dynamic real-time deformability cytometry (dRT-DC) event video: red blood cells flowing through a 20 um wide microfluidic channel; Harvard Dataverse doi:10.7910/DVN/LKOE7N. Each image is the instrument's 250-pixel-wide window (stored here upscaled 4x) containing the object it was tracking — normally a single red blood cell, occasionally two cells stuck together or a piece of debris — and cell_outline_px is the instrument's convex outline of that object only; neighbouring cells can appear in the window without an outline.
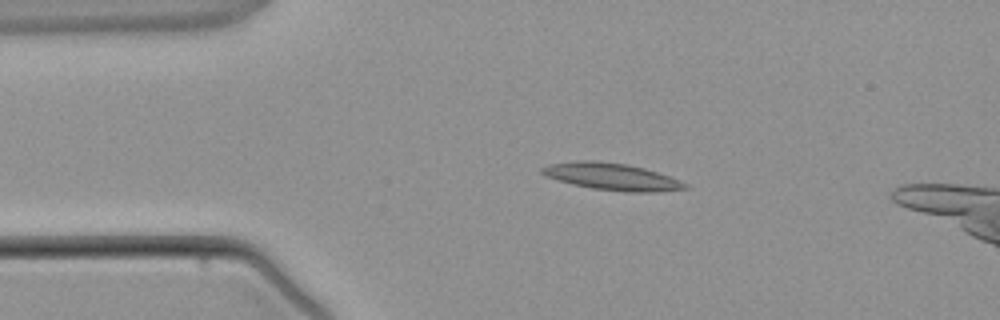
{"species": "common noctule bat (a hibernating species)", "species_latin": "Nyctalus noctula", "temperature_condition": "warm", "stored_images_in_passage": 4, "camera_frame_rate_fps": 3000, "um_per_image_px": 0.085, "animal": {"sex": "male", "body_mass_g": 21.5, "forearm_length_mm": 52.0}, "frame": {"image": 1, "passage_image": 3, "time_ms": 2.667, "image_size_px": [1000, 320], "cell_outline_px": [[688, 188], [652, 192], [624, 192], [592, 188], [572, 184], [544, 176], [540, 172], [540, 168], [548, 164], [580, 160], [596, 160], [628, 164], [644, 168], [680, 180], [688, 184]], "centroid_in_image_um": [51.96, 15.0], "position_along_channel_um": 33.0, "area_um2": 22.54}}